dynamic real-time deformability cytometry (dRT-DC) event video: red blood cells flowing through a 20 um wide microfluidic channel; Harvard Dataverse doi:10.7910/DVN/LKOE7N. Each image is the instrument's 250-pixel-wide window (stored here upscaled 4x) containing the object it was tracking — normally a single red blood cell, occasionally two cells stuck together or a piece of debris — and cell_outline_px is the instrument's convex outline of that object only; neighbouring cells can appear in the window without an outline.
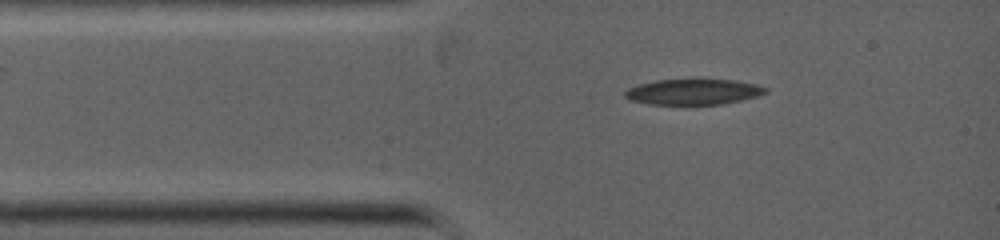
{"species": "common noctule bat (a hibernating species)", "species_latin": "Nyctalus noctula", "temperature_condition": "warm", "stored_images_in_passage": 3, "camera_frame_rate_fps": 5000, "um_per_image_px": 0.085, "animal": {"sex": "female", "body_mass_g": 19.0, "forearm_length_mm": 53.3}, "frame": {"image": 1, "passage_image": 1, "time_ms": 0.0, "image_size_px": [1000, 240], "cell_outline_px": [[768, 92], [744, 100], [724, 104], [648, 104], [632, 100], [624, 96], [624, 92], [628, 88], [636, 84], [656, 80], [692, 76], [696, 76], [736, 80], [756, 84], [768, 88]], "centroid_in_image_um": [58.95, 7.74], "position_along_channel_um": 26.0, "area_um2": 22.2}}